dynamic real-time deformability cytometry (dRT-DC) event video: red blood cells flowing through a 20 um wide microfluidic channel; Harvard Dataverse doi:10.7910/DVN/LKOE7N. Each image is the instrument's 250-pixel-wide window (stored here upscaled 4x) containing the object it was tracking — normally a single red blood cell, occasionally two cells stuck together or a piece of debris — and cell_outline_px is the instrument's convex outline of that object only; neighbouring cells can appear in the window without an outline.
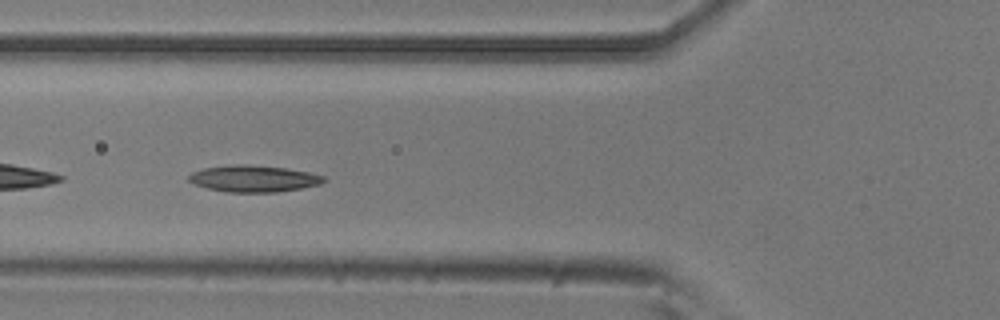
{"species": "common noctule bat (a hibernating species)", "species_latin": "Nyctalus noctula", "temperature_condition": "room temperature", "stored_images_in_passage": 35, "camera_frame_rate_fps": 3000, "um_per_image_px": 0.085, "animal": {"sex": "male", "body_mass_g": 20.5, "forearm_length_mm": 52.5}, "frame": {"image": 1, "passage_image": 19, "time_ms": 6.0, "image_size_px": [1000, 320], "cell_outline_px": [[328, 180], [320, 184], [300, 188], [276, 192], [228, 192], [208, 188], [196, 184], [188, 180], [188, 176], [192, 172], [204, 168], [236, 164], [244, 164], [284, 168], [308, 172], [324, 176]], "centroid_in_image_um": [21.57, 15.18], "position_along_channel_um": 104.2, "area_um2": 20.69}}